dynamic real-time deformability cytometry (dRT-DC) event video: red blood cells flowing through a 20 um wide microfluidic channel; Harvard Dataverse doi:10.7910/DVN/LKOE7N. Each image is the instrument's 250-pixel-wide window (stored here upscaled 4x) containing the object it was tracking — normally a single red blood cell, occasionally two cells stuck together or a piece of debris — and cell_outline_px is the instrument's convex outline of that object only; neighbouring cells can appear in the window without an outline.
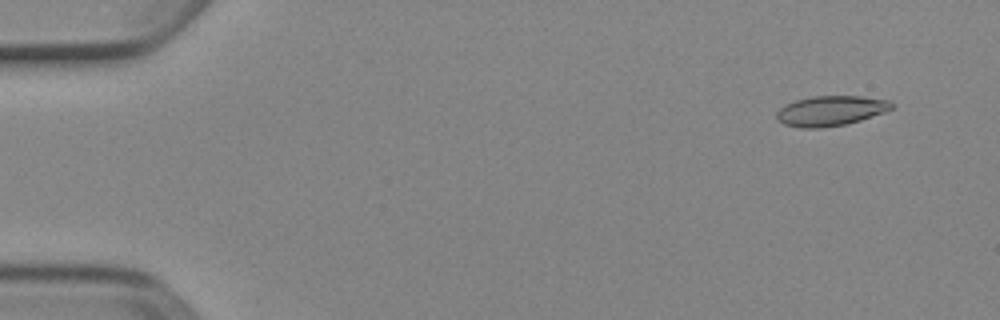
{"species": "Egyptian fruit bat (a non-hibernating species)", "species_latin": "Rousettus aegyptiacus", "temperature_condition": "cold", "stored_images_in_passage": 5, "camera_frame_rate_fps": 3000, "um_per_image_px": 0.085, "animal": {"sex": "female"}, "frame": {"image": 1, "passage_image": 1, "time_ms": 0.0, "image_size_px": [1000, 320], "cell_outline_px": [[896, 104], [892, 108], [884, 112], [860, 120], [844, 124], [820, 128], [800, 128], [784, 124], [776, 120], [776, 112], [784, 104], [796, 100], [812, 96], [860, 96], [888, 100]], "centroid_in_image_um": [70.57, 9.41], "position_along_channel_um": 14.4, "area_um2": 20.17}}
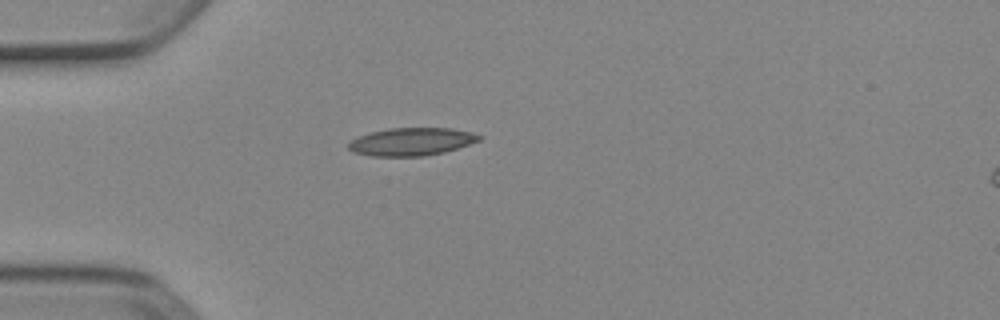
{"frame": {"image": 2, "passage_image": 4, "time_ms": 1.0, "image_size_px": [1000, 320], "cell_outline_px": [[484, 136], [480, 140], [444, 152], [424, 156], [372, 156], [352, 152], [348, 148], [348, 144], [352, 140], [360, 136], [372, 132], [388, 128], [452, 128], [472, 132]], "centroid_in_image_um": [34.99, 12.04], "position_along_channel_um": 50.0, "area_um2": 21.1}}